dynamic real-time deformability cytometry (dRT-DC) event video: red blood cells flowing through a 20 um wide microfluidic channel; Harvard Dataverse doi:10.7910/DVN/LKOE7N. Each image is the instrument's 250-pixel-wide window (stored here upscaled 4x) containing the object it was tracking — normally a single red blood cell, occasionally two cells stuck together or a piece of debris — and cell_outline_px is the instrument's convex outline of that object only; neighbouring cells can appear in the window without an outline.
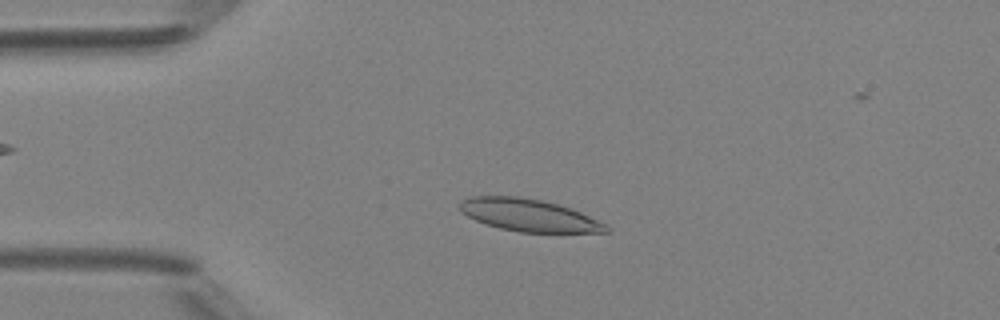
{"species": "Egyptian fruit bat (a non-hibernating species)", "species_latin": "Rousettus aegyptiacus", "temperature_condition": "room temperature", "stored_images_in_passage": 49, "camera_frame_rate_fps": 3000, "um_per_image_px": 0.085, "animal": {"sex": "female"}, "frame": {"image": 1, "passage_image": 11, "time_ms": 3.333, "image_size_px": [1000, 320], "cell_outline_px": [[608, 232], [520, 232], [500, 228], [484, 224], [468, 216], [460, 208], [460, 204], [464, 200], [472, 196], [516, 196], [540, 200], [556, 204], [580, 212], [608, 224]], "centroid_in_image_um": [44.97, 18.3], "position_along_channel_um": 40.0, "area_um2": 27.11}}
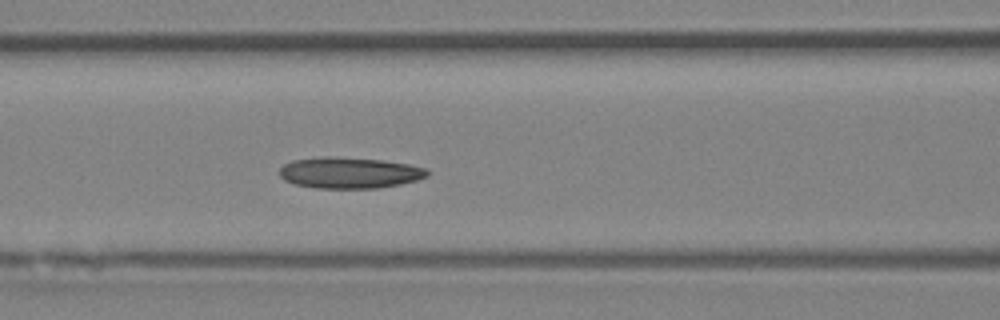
{"frame": {"image": 2, "passage_image": 20, "time_ms": 6.333, "image_size_px": [1000, 320], "cell_outline_px": [[428, 176], [416, 180], [400, 184], [376, 188], [316, 188], [292, 184], [284, 180], [280, 176], [280, 168], [284, 164], [292, 160], [320, 156], [336, 156], [384, 160], [408, 164], [428, 168]], "centroid_in_image_um": [29.68, 14.67], "position_along_channel_um": 136.9, "area_um2": 27.11}}
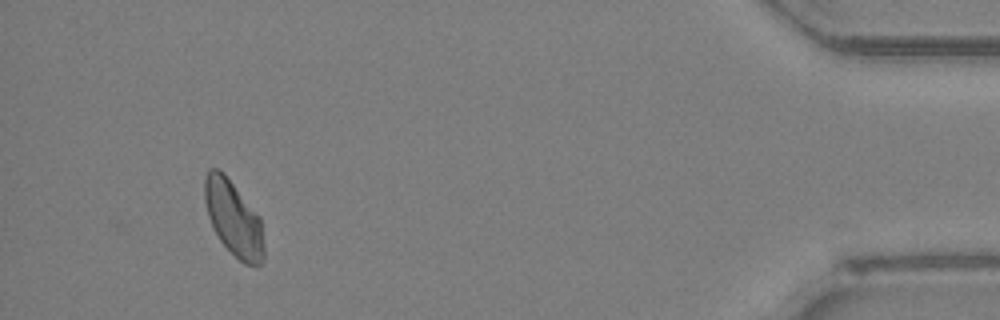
{"frame": {"image": 3, "passage_image": 45, "time_ms": 14.667, "image_size_px": [1000, 320], "cell_outline_px": [[264, 260], [260, 264], [244, 264], [220, 240], [212, 228], [208, 216], [204, 200], [204, 176], [208, 168], [216, 168], [224, 172], [260, 216], [264, 248]], "centroid_in_image_um": [19.83, 18.51], "position_along_channel_um": 415.4, "area_um2": 26.07}, "authors_computed_cell_mechanics": {"area_um2": 26.0678, "velocity_mm_per_s": 4.1753, "shape_relaxation_time_tau1_ms": null, "shape_relaxation_time_tau2_ms": 10.6842, "deformation_change_tau1": null, "deformation_change_tau2": 0.1728}}